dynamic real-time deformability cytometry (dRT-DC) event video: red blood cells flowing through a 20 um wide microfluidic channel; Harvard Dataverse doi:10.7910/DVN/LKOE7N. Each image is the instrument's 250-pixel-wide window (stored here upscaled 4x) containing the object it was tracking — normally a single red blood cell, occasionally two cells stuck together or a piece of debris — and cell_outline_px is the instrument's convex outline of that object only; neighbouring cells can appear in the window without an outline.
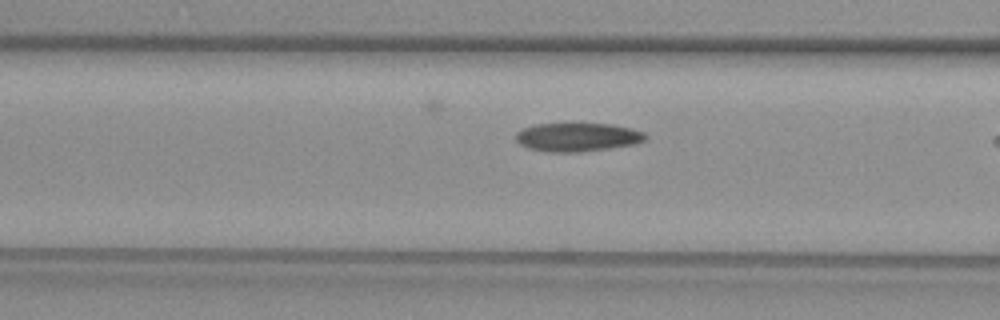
{"species": "common noctule bat (a hibernating species)", "species_latin": "Nyctalus noctula", "temperature_condition": "warm", "stored_images_in_passage": 7, "camera_frame_rate_fps": 3000, "um_per_image_px": 0.085, "animal": {"sex": "female", "body_mass_g": 29.2, "forearm_length_mm": 56.3}, "frame": {"image": 1, "passage_image": 6, "time_ms": 1.667, "image_size_px": [1000, 320], "cell_outline_px": [[648, 136], [644, 140], [636, 144], [580, 152], [548, 152], [528, 148], [520, 144], [516, 140], [516, 132], [524, 128], [536, 124], [612, 124], [632, 128], [644, 132]], "centroid_in_image_um": [49.1, 11.66], "position_along_channel_um": 117.5, "area_um2": 21.56}}